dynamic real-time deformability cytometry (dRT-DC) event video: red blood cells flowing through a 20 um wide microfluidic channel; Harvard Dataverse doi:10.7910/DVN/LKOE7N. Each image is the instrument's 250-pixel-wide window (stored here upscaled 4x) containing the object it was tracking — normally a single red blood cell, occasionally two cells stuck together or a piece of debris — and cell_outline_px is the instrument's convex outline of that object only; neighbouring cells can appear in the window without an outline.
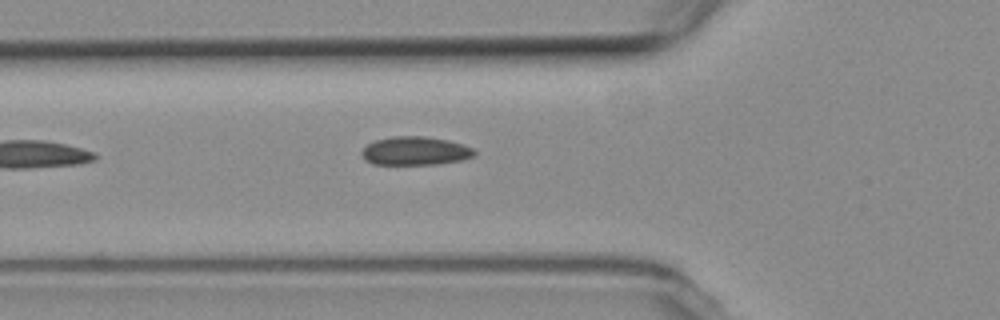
{"species": "common noctule bat (a hibernating species)", "species_latin": "Nyctalus noctula", "temperature_condition": "room temperature", "stored_images_in_passage": 4, "camera_frame_rate_fps": 3000, "um_per_image_px": 0.085, "animal": {"sex": "female", "body_mass_g": 19.3, "forearm_length_mm": 54.1}, "frame": {"image": 1, "passage_image": 4, "time_ms": 4.333, "image_size_px": [1000, 320], "cell_outline_px": [[476, 156], [460, 160], [436, 164], [372, 164], [364, 160], [360, 152], [368, 144], [376, 140], [392, 136], [424, 136], [448, 140], [464, 144], [472, 148], [476, 152]], "centroid_in_image_um": [35.29, 12.82], "position_along_channel_um": 90.5, "area_um2": 18.79}}